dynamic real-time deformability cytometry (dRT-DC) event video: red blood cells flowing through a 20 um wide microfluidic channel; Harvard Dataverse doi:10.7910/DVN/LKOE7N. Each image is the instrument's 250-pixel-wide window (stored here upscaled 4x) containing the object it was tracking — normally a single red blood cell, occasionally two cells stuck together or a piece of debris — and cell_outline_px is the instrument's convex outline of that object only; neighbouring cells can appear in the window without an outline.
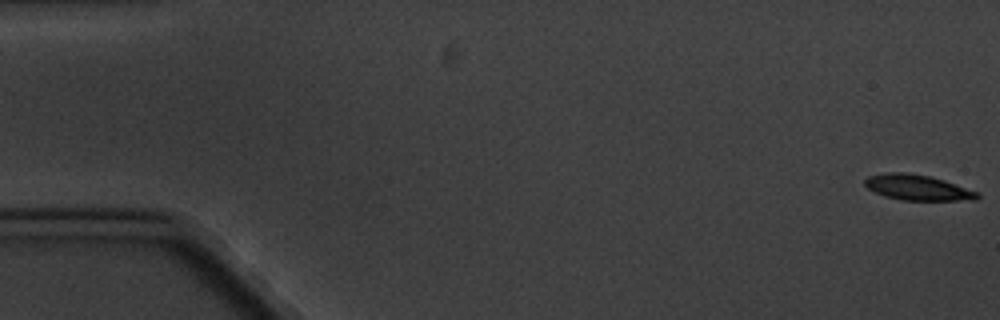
{"species": "common noctule bat (a hibernating species)", "species_latin": "Nyctalus noctula", "temperature_condition": "cold", "stored_images_in_passage": 6, "camera_frame_rate_fps": 3000, "um_per_image_px": 0.085, "animal": {"sex": "male", "body_mass_g": 20.1, "forearm_length_mm": 53.5}, "frame": {"image": 1, "passage_image": 1, "time_ms": 0.0, "image_size_px": [1000, 320], "cell_outline_px": [[980, 196], [976, 200], [904, 200], [884, 196], [868, 188], [864, 184], [864, 180], [868, 176], [884, 172], [908, 172], [928, 176], [944, 180], [980, 192]], "centroid_in_image_um": [78.01, 15.93], "position_along_channel_um": 7.0, "area_um2": 16.76}}